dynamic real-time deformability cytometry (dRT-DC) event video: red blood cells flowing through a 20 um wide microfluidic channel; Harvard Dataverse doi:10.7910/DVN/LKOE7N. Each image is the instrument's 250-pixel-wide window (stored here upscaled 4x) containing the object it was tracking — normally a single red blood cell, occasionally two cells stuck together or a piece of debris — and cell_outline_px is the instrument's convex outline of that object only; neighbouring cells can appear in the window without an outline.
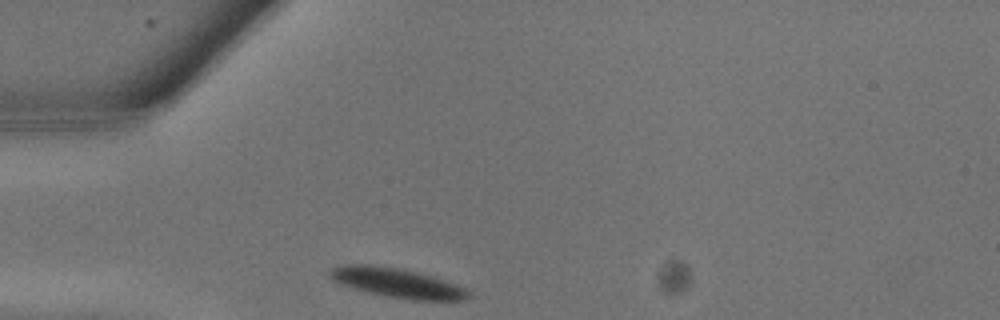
{"species": "common noctule bat (a hibernating species)", "species_latin": "Nyctalus noctula", "temperature_condition": "warm", "stored_images_in_passage": 8, "camera_frame_rate_fps": 3000, "um_per_image_px": 0.085, "animal": {"sex": "male", "body_mass_g": 13.3}, "frame": {"image": 1, "passage_image": 1, "time_ms": 0.0, "image_size_px": [1000, 320], "cell_outline_px": [[472, 296], [464, 300], [412, 300], [388, 296], [368, 292], [340, 284], [328, 276], [332, 268], [344, 264], [368, 264], [396, 268], [416, 272], [432, 276], [456, 284], [464, 288]], "centroid_in_image_um": [33.75, 24.04], "position_along_channel_um": 51.3, "area_um2": 23.47}}
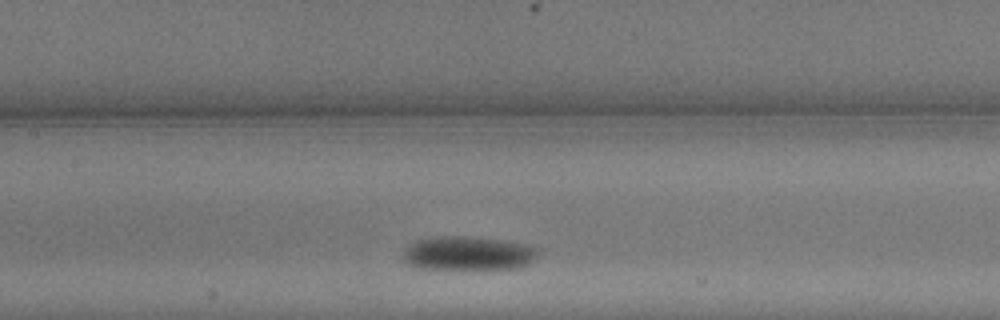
{"frame": {"image": 2, "passage_image": 6, "time_ms": 1.667, "image_size_px": [1000, 320], "cell_outline_px": [[540, 252], [536, 260], [520, 268], [416, 268], [408, 264], [404, 260], [404, 252], [416, 240], [432, 236], [464, 236], [508, 240], [528, 244], [540, 248]], "centroid_in_image_um": [39.89, 21.51], "position_along_channel_um": 167.5, "area_um2": 26.88}}
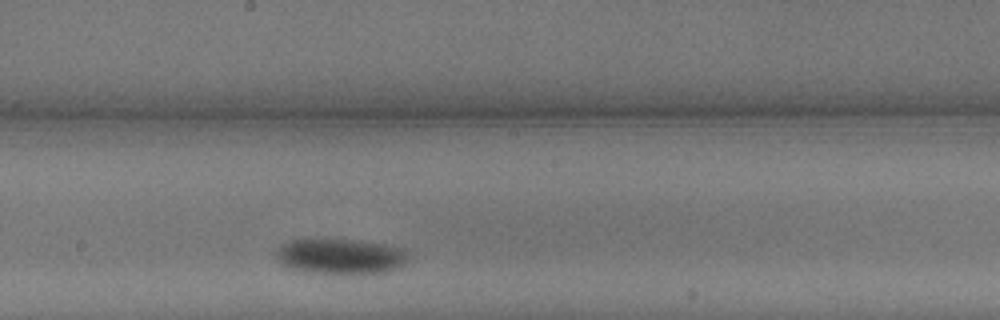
{"frame": {"image": 3, "passage_image": 8, "time_ms": 2.333, "image_size_px": [1000, 320], "cell_outline_px": [[408, 260], [404, 264], [384, 272], [304, 272], [288, 268], [276, 256], [280, 248], [284, 244], [292, 240], [324, 236], [360, 240], [384, 244], [400, 248], [408, 252]], "centroid_in_image_um": [28.92, 21.72], "position_along_channel_um": 219.3, "area_um2": 27.28}}